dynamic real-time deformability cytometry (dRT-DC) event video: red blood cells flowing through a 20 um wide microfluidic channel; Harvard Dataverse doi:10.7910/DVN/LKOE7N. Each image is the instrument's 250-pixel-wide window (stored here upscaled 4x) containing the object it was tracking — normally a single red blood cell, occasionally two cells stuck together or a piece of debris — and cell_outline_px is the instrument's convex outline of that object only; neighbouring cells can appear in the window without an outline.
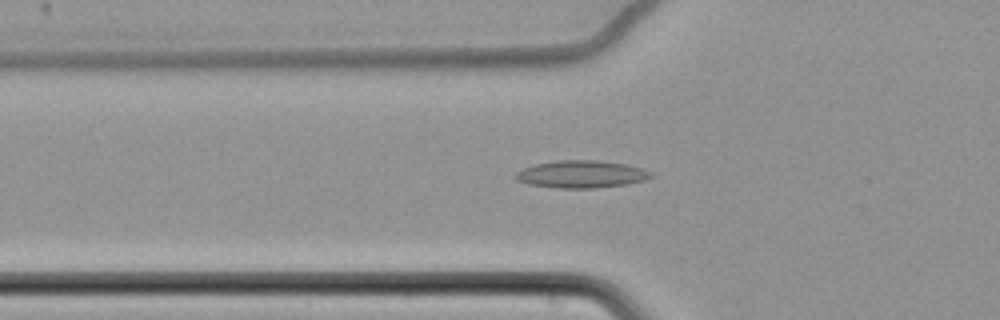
{"species": "common noctule bat (a hibernating species)", "species_latin": "Nyctalus noctula", "temperature_condition": "cold", "stored_images_in_passage": 63, "camera_frame_rate_fps": 3000, "um_per_image_px": 0.085, "animal": {"sex": "female", "body_mass_g": 22.7, "forearm_length_mm": 54.2}, "frame": {"image": 1, "passage_image": 25, "time_ms": 8.0, "image_size_px": [1000, 320], "cell_outline_px": [[652, 176], [644, 180], [628, 184], [596, 188], [556, 188], [528, 184], [516, 180], [516, 172], [524, 168], [536, 164], [556, 160], [596, 160], [628, 164], [652, 172]], "centroid_in_image_um": [49.42, 14.81], "position_along_channel_um": 76.4, "area_um2": 21.62}}
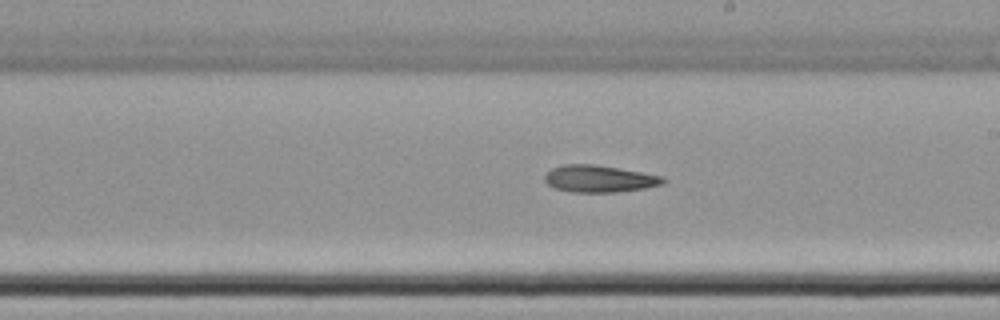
{"frame": {"image": 2, "passage_image": 39, "time_ms": 12.667, "image_size_px": [1000, 320], "cell_outline_px": [[668, 180], [664, 184], [644, 188], [616, 192], [572, 192], [556, 188], [548, 184], [544, 180], [544, 176], [552, 168], [564, 164], [596, 164], [620, 168], [664, 176]], "centroid_in_image_um": [50.98, 15.18], "position_along_channel_um": 238.0, "area_um2": 18.73}}
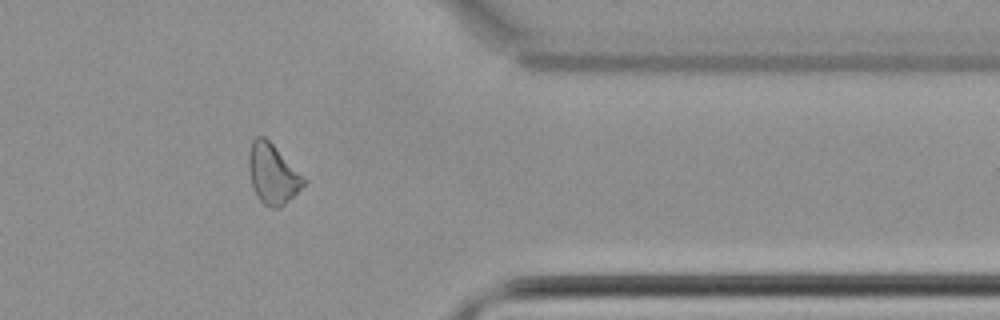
{"frame": {"image": 3, "passage_image": 53, "time_ms": 17.333, "image_size_px": [1000, 320], "cell_outline_px": [[308, 180], [280, 208], [272, 208], [264, 204], [260, 200], [252, 184], [248, 168], [248, 152], [252, 140], [256, 136], [264, 136]], "centroid_in_image_um": [23.16, 14.76], "position_along_channel_um": 388.2, "area_um2": 18.9}}